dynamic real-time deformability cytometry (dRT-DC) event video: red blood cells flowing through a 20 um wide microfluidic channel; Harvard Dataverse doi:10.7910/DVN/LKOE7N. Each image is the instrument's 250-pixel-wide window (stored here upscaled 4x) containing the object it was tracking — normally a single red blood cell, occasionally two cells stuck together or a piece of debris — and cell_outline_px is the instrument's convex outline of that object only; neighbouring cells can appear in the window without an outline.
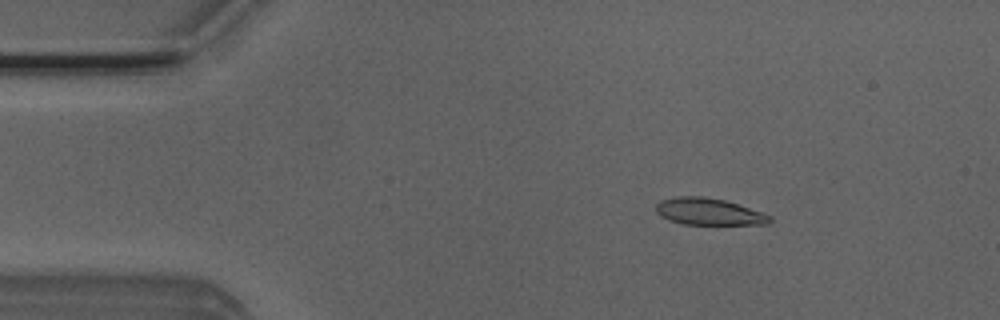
{"species": "Egyptian fruit bat (a non-hibernating species)", "species_latin": "Rousettus aegyptiacus", "temperature_condition": "room temperature", "stored_images_in_passage": 51, "camera_frame_rate_fps": 3000, "um_per_image_px": 0.085, "animal": {"sex": "male"}, "frame": {"image": 1, "passage_image": 7, "time_ms": 2.0, "image_size_px": [1000, 320], "cell_outline_px": [[772, 220], [768, 224], [684, 224], [668, 220], [660, 216], [656, 212], [656, 204], [660, 200], [676, 196], [704, 196], [724, 200], [772, 216]], "centroid_in_image_um": [60.19, 17.98], "position_along_channel_um": 24.8, "area_um2": 17.69}}
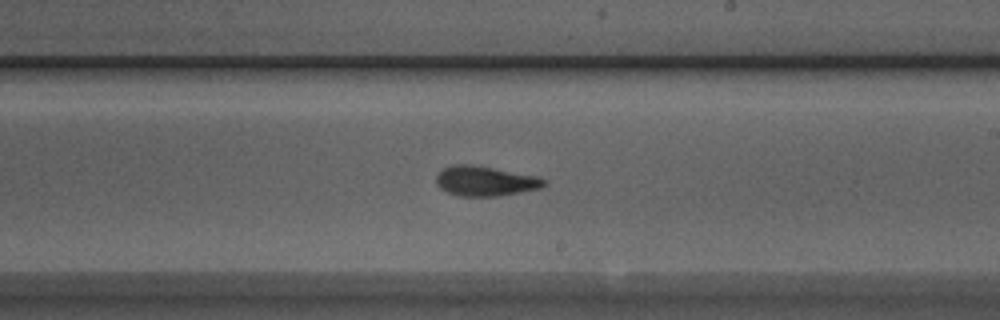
{"frame": {"image": 2, "passage_image": 29, "time_ms": 9.333, "image_size_px": [1000, 320], "cell_outline_px": [[548, 184], [540, 188], [496, 196], [456, 196], [440, 188], [436, 184], [436, 176], [444, 168], [452, 164], [472, 164], [540, 176], [548, 180]], "centroid_in_image_um": [41.27, 15.38], "position_along_channel_um": 247.7, "area_um2": 18.96}}
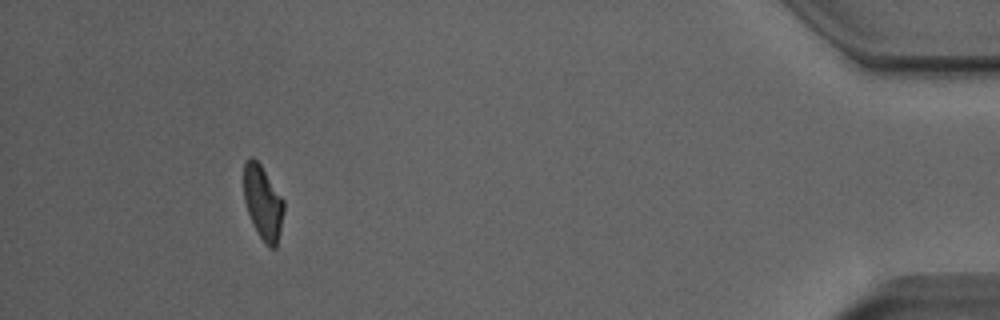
{"frame": {"image": 3, "passage_image": 47, "time_ms": 15.333, "image_size_px": [1000, 320], "cell_outline_px": [[284, 212], [276, 248], [268, 248], [260, 236], [248, 212], [244, 200], [244, 164], [248, 156], [252, 156], [260, 164], [284, 200]], "centroid_in_image_um": [22.35, 17.2], "position_along_channel_um": 412.8, "area_um2": 17.05}, "authors_computed_cell_mechanics": {"area_um2": 18.5538, "velocity_mm_per_s": 3.9098, "shape_relaxation_time_tau1_ms": 5.3621, "shape_relaxation_time_tau2_ms": 2.7789, "deformation_change_tau1": 0.1822, "deformation_change_tau2": 0.1032}}